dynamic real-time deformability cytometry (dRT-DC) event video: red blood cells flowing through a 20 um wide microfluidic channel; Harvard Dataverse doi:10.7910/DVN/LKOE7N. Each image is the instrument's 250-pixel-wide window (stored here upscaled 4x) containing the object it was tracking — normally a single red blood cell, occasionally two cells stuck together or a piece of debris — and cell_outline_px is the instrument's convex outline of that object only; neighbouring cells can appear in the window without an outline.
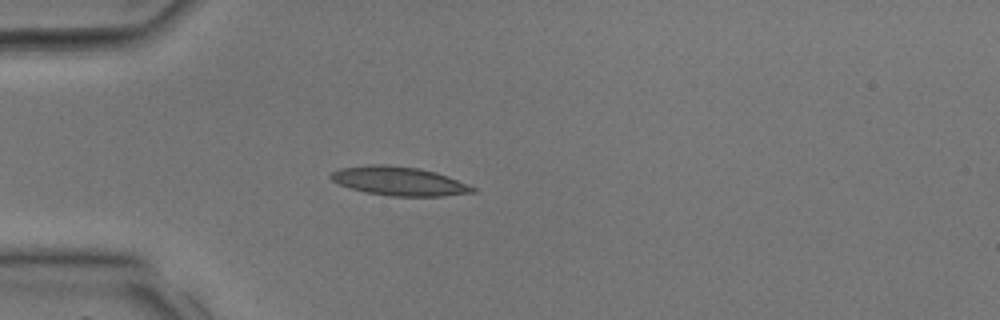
{"species": "common noctule bat (a hibernating species)", "species_latin": "Nyctalus noctula", "temperature_condition": "room temperature", "stored_images_in_passage": 27, "camera_frame_rate_fps": 3000, "um_per_image_px": 0.085, "animal": {"sex": "male", "body_mass_g": 17.9, "forearm_length_mm": 54.2}, "frame": {"image": 1, "passage_image": 4, "time_ms": 1.0, "image_size_px": [1000, 320], "cell_outline_px": [[476, 192], [444, 196], [388, 196], [364, 192], [340, 184], [332, 180], [328, 176], [332, 172], [340, 168], [372, 164], [388, 164], [420, 168], [436, 172], [448, 176], [476, 188]], "centroid_in_image_um": [33.92, 15.39], "position_along_channel_um": 51.1, "area_um2": 23.93}}
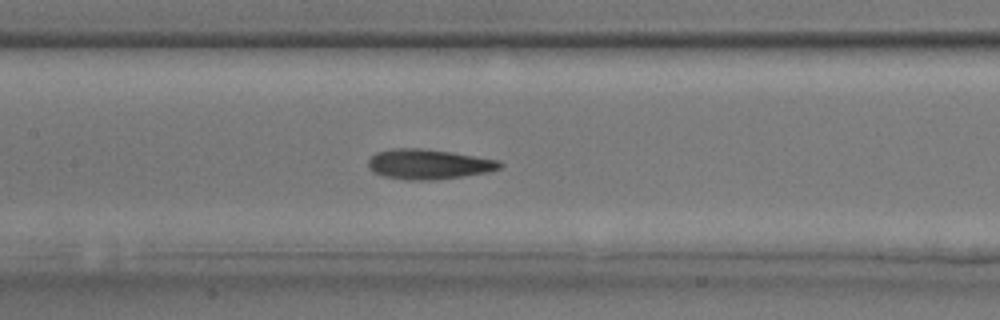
{"frame": {"image": 2, "passage_image": 11, "time_ms": 3.333, "image_size_px": [1000, 320], "cell_outline_px": [[504, 164], [500, 168], [488, 172], [464, 176], [436, 180], [408, 180], [384, 176], [372, 172], [368, 168], [368, 160], [376, 152], [392, 148], [420, 148], [452, 152], [500, 160]], "centroid_in_image_um": [36.43, 13.96], "position_along_channel_um": 171.0, "area_um2": 23.24}}
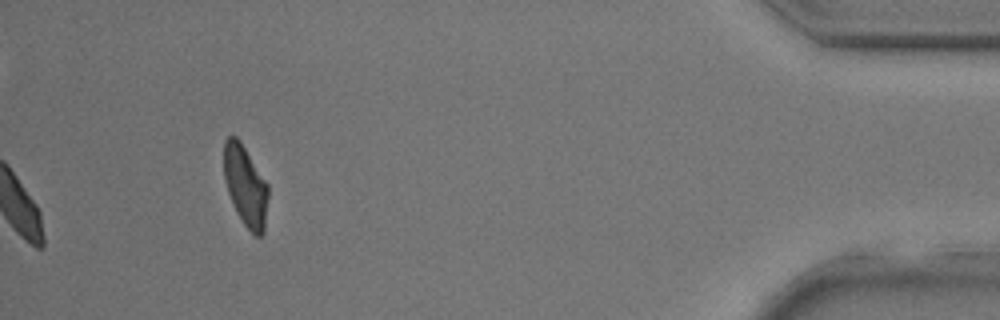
{"frame": {"image": 3, "passage_image": 27, "time_ms": 8.667, "image_size_px": [1000, 320], "cell_outline_px": [[268, 196], [264, 232], [260, 236], [256, 236], [244, 224], [236, 212], [228, 192], [224, 180], [224, 140], [228, 136], [236, 136], [240, 140], [268, 184]], "centroid_in_image_um": [20.86, 15.78], "position_along_channel_um": 414.3, "area_um2": 20.75}}